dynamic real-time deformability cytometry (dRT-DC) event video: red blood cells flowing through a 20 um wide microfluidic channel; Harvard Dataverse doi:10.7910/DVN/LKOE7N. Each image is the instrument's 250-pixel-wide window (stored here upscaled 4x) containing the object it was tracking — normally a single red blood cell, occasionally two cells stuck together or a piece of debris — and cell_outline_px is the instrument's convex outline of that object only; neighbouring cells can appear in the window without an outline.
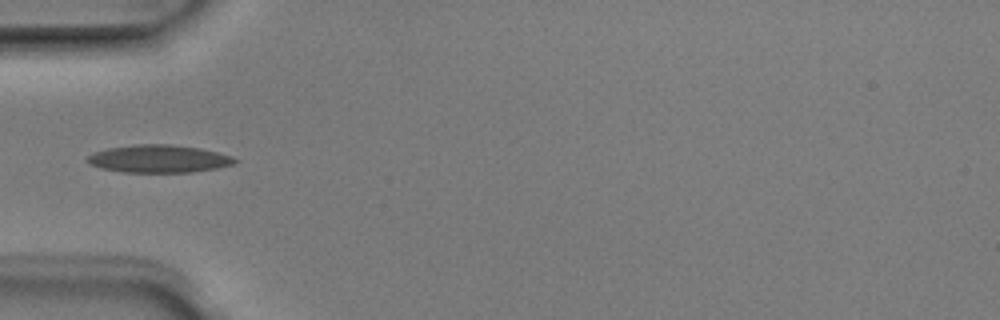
{"species": "Egyptian fruit bat (a non-hibernating species)", "species_latin": "Rousettus aegyptiacus", "temperature_condition": "room temperature", "stored_images_in_passage": 5, "camera_frame_rate_fps": 3000, "um_per_image_px": 0.085, "animal": {"sex": "male"}, "frame": {"image": 1, "passage_image": 4, "time_ms": 1.0, "image_size_px": [1000, 320], "cell_outline_px": [[236, 160], [232, 164], [216, 168], [192, 172], [124, 172], [100, 168], [88, 164], [84, 160], [88, 156], [96, 152], [108, 148], [136, 144], [172, 144], [200, 148], [232, 156]], "centroid_in_image_um": [13.45, 13.49], "position_along_channel_um": 71.6, "area_um2": 23.7}}